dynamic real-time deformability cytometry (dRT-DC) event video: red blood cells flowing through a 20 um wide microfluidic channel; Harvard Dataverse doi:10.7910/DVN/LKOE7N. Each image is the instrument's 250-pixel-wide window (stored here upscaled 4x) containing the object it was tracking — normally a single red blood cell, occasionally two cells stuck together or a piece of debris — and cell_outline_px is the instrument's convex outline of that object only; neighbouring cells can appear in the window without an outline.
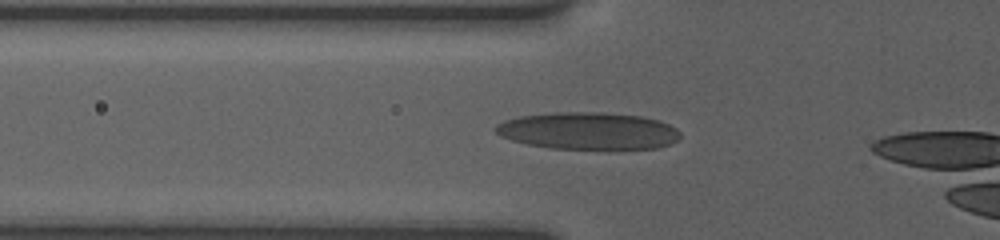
{"species": "human", "species_latin": "Homo sapiens", "temperature_condition": "room temperature", "stored_images_in_passage": 23, "camera_frame_rate_fps": 3000, "um_per_image_px": 0.085, "donor": {"sex": "female"}, "frame": {"image": 1, "passage_image": 3, "time_ms": 1.667, "image_size_px": [1000, 240], "cell_outline_px": [[680, 136], [676, 140], [668, 144], [656, 148], [552, 148], [528, 144], [512, 140], [500, 136], [492, 128], [496, 124], [504, 120], [520, 116], [556, 112], [600, 112], [640, 116], [660, 120], [676, 128], [680, 132]], "centroid_in_image_um": [49.96, 11.11], "position_along_channel_um": 75.8, "area_um2": 39.71}}
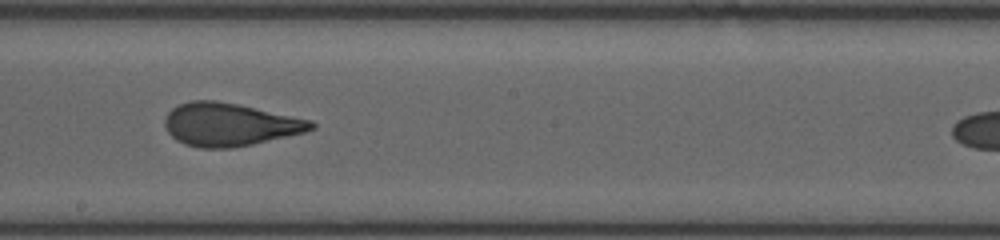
{"frame": {"image": 2, "passage_image": 10, "time_ms": 5.667, "image_size_px": [1000, 240], "cell_outline_px": [[316, 128], [304, 132], [252, 144], [232, 148], [200, 148], [184, 144], [176, 140], [164, 128], [164, 120], [168, 112], [172, 108], [180, 104], [192, 100], [216, 100], [236, 104], [312, 120], [316, 124]], "centroid_in_image_um": [19.49, 10.59], "position_along_channel_um": 228.7, "area_um2": 36.53}}
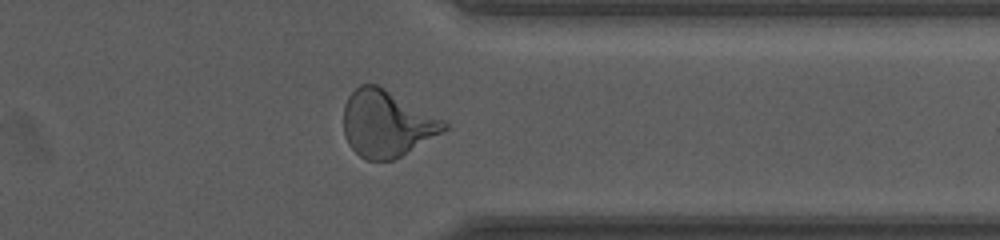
{"frame": {"image": 3, "passage_image": 20, "time_ms": 9.667, "image_size_px": [1000, 240], "cell_outline_px": [[448, 128], [400, 156], [392, 160], [368, 160], [360, 156], [348, 144], [344, 136], [344, 104], [348, 96], [360, 84], [376, 84], [384, 88], [444, 120], [448, 124]], "centroid_in_image_um": [32.83, 10.5], "position_along_channel_um": 378.6, "area_um2": 38.32}}